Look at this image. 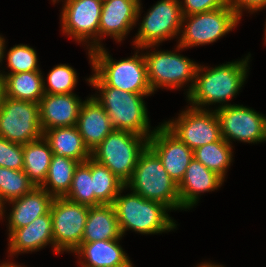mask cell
<instances>
[{
	"instance_id": "6da1fadb",
	"label": "cell",
	"mask_w": 266,
	"mask_h": 267,
	"mask_svg": "<svg viewBox=\"0 0 266 267\" xmlns=\"http://www.w3.org/2000/svg\"><path fill=\"white\" fill-rule=\"evenodd\" d=\"M98 88L102 97H94L109 115L115 130H125L150 138L147 109L143 96L151 93H131L107 86L96 74L87 79ZM149 132V133H148Z\"/></svg>"
},
{
	"instance_id": "7a4b0ae2",
	"label": "cell",
	"mask_w": 266,
	"mask_h": 267,
	"mask_svg": "<svg viewBox=\"0 0 266 267\" xmlns=\"http://www.w3.org/2000/svg\"><path fill=\"white\" fill-rule=\"evenodd\" d=\"M248 57L239 62H228L209 69L201 75L199 73L205 69L198 66L195 83L187 95L188 100L193 104L191 107L201 109L200 105L224 103L235 96L246 79Z\"/></svg>"
},
{
	"instance_id": "3957f363",
	"label": "cell",
	"mask_w": 266,
	"mask_h": 267,
	"mask_svg": "<svg viewBox=\"0 0 266 267\" xmlns=\"http://www.w3.org/2000/svg\"><path fill=\"white\" fill-rule=\"evenodd\" d=\"M143 198L170 209L181 208L178 184L169 176L159 157L147 146L140 154L132 178L125 184Z\"/></svg>"
},
{
	"instance_id": "277c9868",
	"label": "cell",
	"mask_w": 266,
	"mask_h": 267,
	"mask_svg": "<svg viewBox=\"0 0 266 267\" xmlns=\"http://www.w3.org/2000/svg\"><path fill=\"white\" fill-rule=\"evenodd\" d=\"M113 202L121 234L131 229L142 234L165 232L175 228L176 224L168 217L169 207L150 201L132 193L121 196V191Z\"/></svg>"
},
{
	"instance_id": "5b68a950",
	"label": "cell",
	"mask_w": 266,
	"mask_h": 267,
	"mask_svg": "<svg viewBox=\"0 0 266 267\" xmlns=\"http://www.w3.org/2000/svg\"><path fill=\"white\" fill-rule=\"evenodd\" d=\"M147 146L148 138L130 131L114 129L91 151V158L109 168L126 184L132 178L138 158Z\"/></svg>"
},
{
	"instance_id": "8992f818",
	"label": "cell",
	"mask_w": 266,
	"mask_h": 267,
	"mask_svg": "<svg viewBox=\"0 0 266 267\" xmlns=\"http://www.w3.org/2000/svg\"><path fill=\"white\" fill-rule=\"evenodd\" d=\"M95 74L109 87L131 93H153L148 83L145 57L137 53L128 59L113 61L101 46L89 51Z\"/></svg>"
},
{
	"instance_id": "52a82bcc",
	"label": "cell",
	"mask_w": 266,
	"mask_h": 267,
	"mask_svg": "<svg viewBox=\"0 0 266 267\" xmlns=\"http://www.w3.org/2000/svg\"><path fill=\"white\" fill-rule=\"evenodd\" d=\"M0 136L21 145L43 138L39 103L4 96L0 109Z\"/></svg>"
},
{
	"instance_id": "ba28073f",
	"label": "cell",
	"mask_w": 266,
	"mask_h": 267,
	"mask_svg": "<svg viewBox=\"0 0 266 267\" xmlns=\"http://www.w3.org/2000/svg\"><path fill=\"white\" fill-rule=\"evenodd\" d=\"M89 206L73 202L65 197H55L50 213L52 219L54 250L74 251L81 243Z\"/></svg>"
},
{
	"instance_id": "9c48e42d",
	"label": "cell",
	"mask_w": 266,
	"mask_h": 267,
	"mask_svg": "<svg viewBox=\"0 0 266 267\" xmlns=\"http://www.w3.org/2000/svg\"><path fill=\"white\" fill-rule=\"evenodd\" d=\"M187 18V20H186ZM239 17L228 5L220 9L183 16L182 24L187 25L181 35L178 50L195 45L213 43L224 36L239 22Z\"/></svg>"
},
{
	"instance_id": "30bf717a",
	"label": "cell",
	"mask_w": 266,
	"mask_h": 267,
	"mask_svg": "<svg viewBox=\"0 0 266 267\" xmlns=\"http://www.w3.org/2000/svg\"><path fill=\"white\" fill-rule=\"evenodd\" d=\"M147 66L148 83L152 92L158 87L178 88L185 82L191 81L189 94L195 83L198 64L184 56L171 51H158L144 55Z\"/></svg>"
},
{
	"instance_id": "8fae6325",
	"label": "cell",
	"mask_w": 266,
	"mask_h": 267,
	"mask_svg": "<svg viewBox=\"0 0 266 267\" xmlns=\"http://www.w3.org/2000/svg\"><path fill=\"white\" fill-rule=\"evenodd\" d=\"M179 0H161L144 17L134 44L137 48L157 45L180 33L182 10Z\"/></svg>"
},
{
	"instance_id": "7c38bea8",
	"label": "cell",
	"mask_w": 266,
	"mask_h": 267,
	"mask_svg": "<svg viewBox=\"0 0 266 267\" xmlns=\"http://www.w3.org/2000/svg\"><path fill=\"white\" fill-rule=\"evenodd\" d=\"M221 137L230 144V138L254 143L266 140V117L240 105L218 107L215 110Z\"/></svg>"
},
{
	"instance_id": "4fadbf2b",
	"label": "cell",
	"mask_w": 266,
	"mask_h": 267,
	"mask_svg": "<svg viewBox=\"0 0 266 267\" xmlns=\"http://www.w3.org/2000/svg\"><path fill=\"white\" fill-rule=\"evenodd\" d=\"M164 125L191 150L222 138L215 110L209 112L191 107L182 112L175 122L168 121Z\"/></svg>"
},
{
	"instance_id": "5bb4252c",
	"label": "cell",
	"mask_w": 266,
	"mask_h": 267,
	"mask_svg": "<svg viewBox=\"0 0 266 267\" xmlns=\"http://www.w3.org/2000/svg\"><path fill=\"white\" fill-rule=\"evenodd\" d=\"M103 0H70L62 12L63 31L77 41L93 38L89 51L100 48L99 22ZM95 37V38H94Z\"/></svg>"
},
{
	"instance_id": "9a60e30c",
	"label": "cell",
	"mask_w": 266,
	"mask_h": 267,
	"mask_svg": "<svg viewBox=\"0 0 266 267\" xmlns=\"http://www.w3.org/2000/svg\"><path fill=\"white\" fill-rule=\"evenodd\" d=\"M148 147L159 157L169 176L179 184L193 157L191 150L164 124L153 131Z\"/></svg>"
},
{
	"instance_id": "2e32d148",
	"label": "cell",
	"mask_w": 266,
	"mask_h": 267,
	"mask_svg": "<svg viewBox=\"0 0 266 267\" xmlns=\"http://www.w3.org/2000/svg\"><path fill=\"white\" fill-rule=\"evenodd\" d=\"M82 104L74 93L44 94L39 101L42 132L56 127L75 126Z\"/></svg>"
},
{
	"instance_id": "e0dca14e",
	"label": "cell",
	"mask_w": 266,
	"mask_h": 267,
	"mask_svg": "<svg viewBox=\"0 0 266 267\" xmlns=\"http://www.w3.org/2000/svg\"><path fill=\"white\" fill-rule=\"evenodd\" d=\"M140 0H103L99 36L110 35L121 41L138 20Z\"/></svg>"
},
{
	"instance_id": "ac0fdd59",
	"label": "cell",
	"mask_w": 266,
	"mask_h": 267,
	"mask_svg": "<svg viewBox=\"0 0 266 267\" xmlns=\"http://www.w3.org/2000/svg\"><path fill=\"white\" fill-rule=\"evenodd\" d=\"M76 126L90 151L114 130L109 115L93 96L83 102Z\"/></svg>"
},
{
	"instance_id": "d6986e66",
	"label": "cell",
	"mask_w": 266,
	"mask_h": 267,
	"mask_svg": "<svg viewBox=\"0 0 266 267\" xmlns=\"http://www.w3.org/2000/svg\"><path fill=\"white\" fill-rule=\"evenodd\" d=\"M223 178L206 168L193 158L185 171L184 177L178 184L181 208L192 207L198 199V194L213 191L222 185Z\"/></svg>"
},
{
	"instance_id": "ffe728a7",
	"label": "cell",
	"mask_w": 266,
	"mask_h": 267,
	"mask_svg": "<svg viewBox=\"0 0 266 267\" xmlns=\"http://www.w3.org/2000/svg\"><path fill=\"white\" fill-rule=\"evenodd\" d=\"M54 197L42 187H34L18 199L10 201L13 209L9 217V232L28 226L38 217L50 211Z\"/></svg>"
},
{
	"instance_id": "44dd1931",
	"label": "cell",
	"mask_w": 266,
	"mask_h": 267,
	"mask_svg": "<svg viewBox=\"0 0 266 267\" xmlns=\"http://www.w3.org/2000/svg\"><path fill=\"white\" fill-rule=\"evenodd\" d=\"M9 248L12 254L35 251L46 246L48 243L54 244L52 219L50 211L28 226L14 229L9 233Z\"/></svg>"
},
{
	"instance_id": "7402d4cb",
	"label": "cell",
	"mask_w": 266,
	"mask_h": 267,
	"mask_svg": "<svg viewBox=\"0 0 266 267\" xmlns=\"http://www.w3.org/2000/svg\"><path fill=\"white\" fill-rule=\"evenodd\" d=\"M122 237L113 204L89 207L82 243Z\"/></svg>"
},
{
	"instance_id": "603a6c76",
	"label": "cell",
	"mask_w": 266,
	"mask_h": 267,
	"mask_svg": "<svg viewBox=\"0 0 266 267\" xmlns=\"http://www.w3.org/2000/svg\"><path fill=\"white\" fill-rule=\"evenodd\" d=\"M118 240L81 243L73 252L88 260L86 264L82 262L83 267H128L131 262L118 245Z\"/></svg>"
},
{
	"instance_id": "cb8c5ba5",
	"label": "cell",
	"mask_w": 266,
	"mask_h": 267,
	"mask_svg": "<svg viewBox=\"0 0 266 267\" xmlns=\"http://www.w3.org/2000/svg\"><path fill=\"white\" fill-rule=\"evenodd\" d=\"M53 155L68 157L84 163L91 157V151L84 144L77 126L56 127L43 132Z\"/></svg>"
},
{
	"instance_id": "d4e9b609",
	"label": "cell",
	"mask_w": 266,
	"mask_h": 267,
	"mask_svg": "<svg viewBox=\"0 0 266 267\" xmlns=\"http://www.w3.org/2000/svg\"><path fill=\"white\" fill-rule=\"evenodd\" d=\"M41 71L19 72L1 75L5 96L39 103L44 96L43 76Z\"/></svg>"
},
{
	"instance_id": "484cf974",
	"label": "cell",
	"mask_w": 266,
	"mask_h": 267,
	"mask_svg": "<svg viewBox=\"0 0 266 267\" xmlns=\"http://www.w3.org/2000/svg\"><path fill=\"white\" fill-rule=\"evenodd\" d=\"M52 155L50 145L44 137L23 145V171L36 187L44 184Z\"/></svg>"
},
{
	"instance_id": "4316f807",
	"label": "cell",
	"mask_w": 266,
	"mask_h": 267,
	"mask_svg": "<svg viewBox=\"0 0 266 267\" xmlns=\"http://www.w3.org/2000/svg\"><path fill=\"white\" fill-rule=\"evenodd\" d=\"M79 162L58 155H52L51 163L44 184L41 186L47 190L53 197H64L70 190L73 173ZM48 183L52 190H48ZM53 192V193H52Z\"/></svg>"
},
{
	"instance_id": "83f0119b",
	"label": "cell",
	"mask_w": 266,
	"mask_h": 267,
	"mask_svg": "<svg viewBox=\"0 0 266 267\" xmlns=\"http://www.w3.org/2000/svg\"><path fill=\"white\" fill-rule=\"evenodd\" d=\"M94 206L113 204L125 184L109 168L91 158Z\"/></svg>"
},
{
	"instance_id": "f1b7e54d",
	"label": "cell",
	"mask_w": 266,
	"mask_h": 267,
	"mask_svg": "<svg viewBox=\"0 0 266 267\" xmlns=\"http://www.w3.org/2000/svg\"><path fill=\"white\" fill-rule=\"evenodd\" d=\"M232 147L221 138L219 141L206 144L193 150V157L206 168L224 178L227 167L232 160Z\"/></svg>"
},
{
	"instance_id": "f546056e",
	"label": "cell",
	"mask_w": 266,
	"mask_h": 267,
	"mask_svg": "<svg viewBox=\"0 0 266 267\" xmlns=\"http://www.w3.org/2000/svg\"><path fill=\"white\" fill-rule=\"evenodd\" d=\"M36 187L23 170L0 166V216L3 215L4 201L21 198Z\"/></svg>"
},
{
	"instance_id": "4dcf8cb0",
	"label": "cell",
	"mask_w": 266,
	"mask_h": 267,
	"mask_svg": "<svg viewBox=\"0 0 266 267\" xmlns=\"http://www.w3.org/2000/svg\"><path fill=\"white\" fill-rule=\"evenodd\" d=\"M64 197L85 206H94L91 157L75 168L70 190Z\"/></svg>"
},
{
	"instance_id": "1f68e13d",
	"label": "cell",
	"mask_w": 266,
	"mask_h": 267,
	"mask_svg": "<svg viewBox=\"0 0 266 267\" xmlns=\"http://www.w3.org/2000/svg\"><path fill=\"white\" fill-rule=\"evenodd\" d=\"M77 73L66 64L57 65L53 68L47 79L48 88L43 82L44 94H71L77 82Z\"/></svg>"
},
{
	"instance_id": "d6a6232c",
	"label": "cell",
	"mask_w": 266,
	"mask_h": 267,
	"mask_svg": "<svg viewBox=\"0 0 266 267\" xmlns=\"http://www.w3.org/2000/svg\"><path fill=\"white\" fill-rule=\"evenodd\" d=\"M8 67L15 74L19 72L40 71L37 65V55L33 48L27 45H17L7 54Z\"/></svg>"
},
{
	"instance_id": "836d02e7",
	"label": "cell",
	"mask_w": 266,
	"mask_h": 267,
	"mask_svg": "<svg viewBox=\"0 0 266 267\" xmlns=\"http://www.w3.org/2000/svg\"><path fill=\"white\" fill-rule=\"evenodd\" d=\"M0 166L23 170V145L12 143L0 136Z\"/></svg>"
},
{
	"instance_id": "e575fe53",
	"label": "cell",
	"mask_w": 266,
	"mask_h": 267,
	"mask_svg": "<svg viewBox=\"0 0 266 267\" xmlns=\"http://www.w3.org/2000/svg\"><path fill=\"white\" fill-rule=\"evenodd\" d=\"M184 5H181L182 14L188 16L227 7L229 0H184Z\"/></svg>"
},
{
	"instance_id": "d590c367",
	"label": "cell",
	"mask_w": 266,
	"mask_h": 267,
	"mask_svg": "<svg viewBox=\"0 0 266 267\" xmlns=\"http://www.w3.org/2000/svg\"><path fill=\"white\" fill-rule=\"evenodd\" d=\"M230 7L235 11L236 15L240 18L242 9L246 8L253 12L266 7V0H229Z\"/></svg>"
},
{
	"instance_id": "8d00e7d4",
	"label": "cell",
	"mask_w": 266,
	"mask_h": 267,
	"mask_svg": "<svg viewBox=\"0 0 266 267\" xmlns=\"http://www.w3.org/2000/svg\"><path fill=\"white\" fill-rule=\"evenodd\" d=\"M4 96H5V92H4L3 80L2 78H0V109L2 106V101L4 99Z\"/></svg>"
},
{
	"instance_id": "74e56055",
	"label": "cell",
	"mask_w": 266,
	"mask_h": 267,
	"mask_svg": "<svg viewBox=\"0 0 266 267\" xmlns=\"http://www.w3.org/2000/svg\"><path fill=\"white\" fill-rule=\"evenodd\" d=\"M4 39L2 37H0V62L2 61L3 57H4Z\"/></svg>"
},
{
	"instance_id": "f35d334b",
	"label": "cell",
	"mask_w": 266,
	"mask_h": 267,
	"mask_svg": "<svg viewBox=\"0 0 266 267\" xmlns=\"http://www.w3.org/2000/svg\"><path fill=\"white\" fill-rule=\"evenodd\" d=\"M0 267H20V266H17V265H13L12 263H3L0 265Z\"/></svg>"
},
{
	"instance_id": "ab89813d",
	"label": "cell",
	"mask_w": 266,
	"mask_h": 267,
	"mask_svg": "<svg viewBox=\"0 0 266 267\" xmlns=\"http://www.w3.org/2000/svg\"><path fill=\"white\" fill-rule=\"evenodd\" d=\"M198 267H221V266H219V265H212V264H207V263H205V264H202V265H200V266H198Z\"/></svg>"
}]
</instances>
